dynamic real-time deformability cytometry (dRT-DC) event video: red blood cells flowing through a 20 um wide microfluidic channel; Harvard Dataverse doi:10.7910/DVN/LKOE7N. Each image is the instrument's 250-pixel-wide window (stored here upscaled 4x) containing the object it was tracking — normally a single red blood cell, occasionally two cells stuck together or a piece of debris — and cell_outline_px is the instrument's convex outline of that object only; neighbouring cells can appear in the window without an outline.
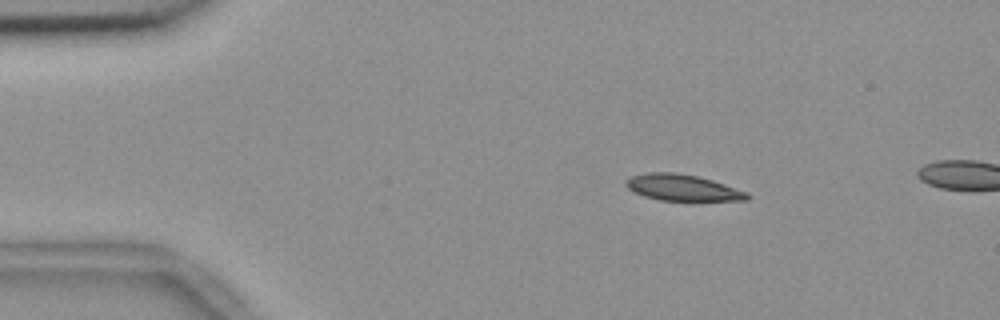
{"species": "common noctule bat (a hibernating species)", "species_latin": "Nyctalus noctula", "temperature_condition": "room temperature", "stored_images_in_passage": 3, "camera_frame_rate_fps": 3000, "um_per_image_px": 0.085, "animal": {"sex": "female", "body_mass_g": 18.4}, "frame": {"image": 1, "passage_image": 1, "time_ms": 0.0, "image_size_px": [1000, 320], "cell_outline_px": [[752, 196], [748, 200], [692, 204], [660, 200], [644, 196], [632, 192], [624, 184], [624, 180], [632, 176], [648, 172], [672, 172], [696, 176], [712, 180], [748, 192]], "centroid_in_image_um": [58.08, 16.02], "position_along_channel_um": 26.9, "area_um2": 19.77}}